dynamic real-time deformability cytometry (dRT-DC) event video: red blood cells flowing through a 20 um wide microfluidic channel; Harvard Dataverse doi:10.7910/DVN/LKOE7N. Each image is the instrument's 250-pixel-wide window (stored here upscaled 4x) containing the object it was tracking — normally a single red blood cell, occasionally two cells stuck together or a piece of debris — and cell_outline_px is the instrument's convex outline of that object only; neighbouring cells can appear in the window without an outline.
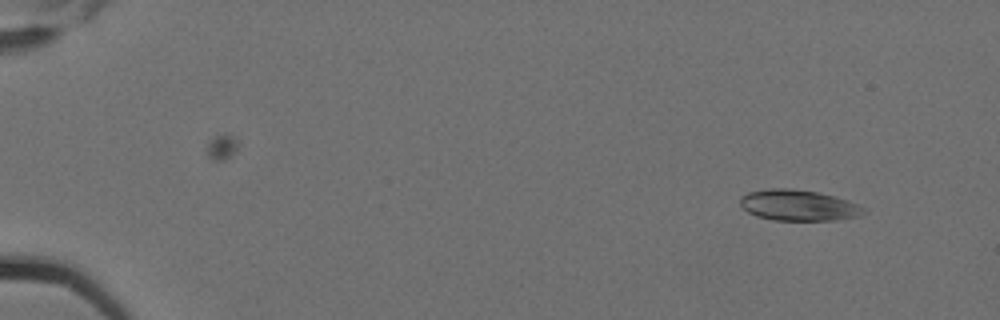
{"species": "Egyptian fruit bat (a non-hibernating species)", "species_latin": "Rousettus aegyptiacus", "temperature_condition": "cold", "stored_images_in_passage": 3, "camera_frame_rate_fps": 3000, "um_per_image_px": 0.085, "animal": {"sex": "female"}, "frame": {"image": 1, "passage_image": 3, "time_ms": 0.667, "image_size_px": [1000, 320], "cell_outline_px": [[864, 212], [860, 216], [836, 220], [772, 220], [756, 216], [748, 212], [740, 204], [740, 196], [748, 192], [772, 188], [792, 188], [816, 192], [836, 196], [848, 200], [864, 208]], "centroid_in_image_um": [67.85, 17.45], "position_along_channel_um": 17.2, "area_um2": 22.25}}